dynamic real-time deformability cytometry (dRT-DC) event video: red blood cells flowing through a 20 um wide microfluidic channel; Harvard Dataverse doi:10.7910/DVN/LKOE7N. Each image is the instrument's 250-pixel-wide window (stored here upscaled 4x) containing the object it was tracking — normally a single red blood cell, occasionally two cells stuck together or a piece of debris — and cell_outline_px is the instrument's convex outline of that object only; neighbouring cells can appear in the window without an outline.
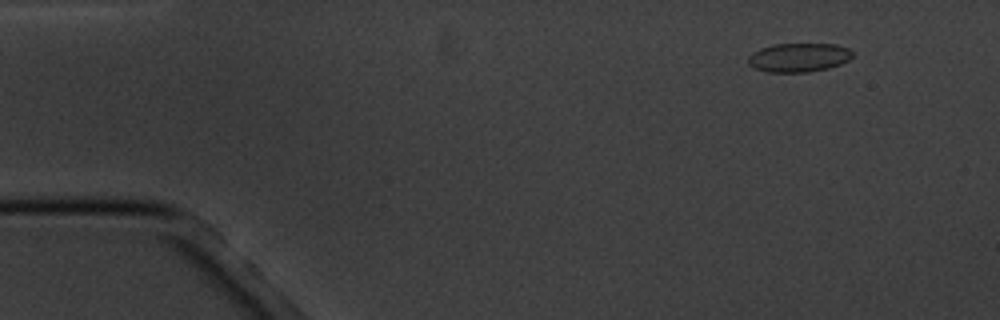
{"species": "common noctule bat (a hibernating species)", "species_latin": "Nyctalus noctula", "temperature_condition": "cold", "stored_images_in_passage": 6, "camera_frame_rate_fps": 3000, "um_per_image_px": 0.085, "animal": {"sex": "male", "body_mass_g": 20.1, "forearm_length_mm": 53.5}, "frame": {"image": 1, "passage_image": 2, "time_ms": 1.333, "image_size_px": [1000, 320], "cell_outline_px": [[852, 56], [848, 60], [840, 64], [828, 68], [808, 72], [768, 72], [756, 68], [748, 64], [748, 56], [752, 52], [760, 48], [772, 44], [836, 44], [848, 48], [852, 52]], "centroid_in_image_um": [67.87, 4.88], "position_along_channel_um": 17.1, "area_um2": 17.57}}
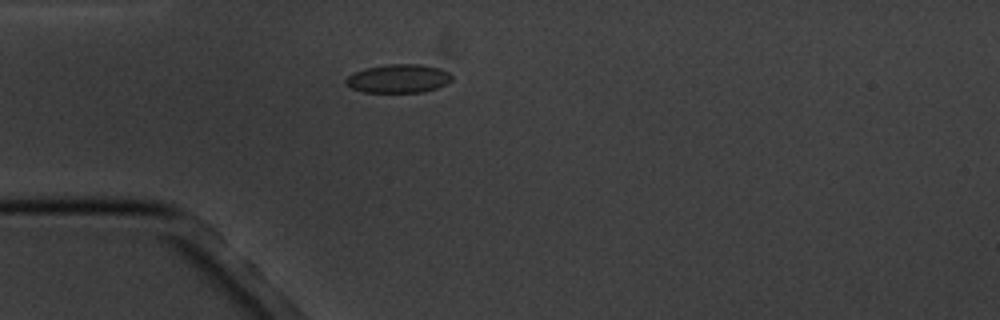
{"frame": {"image": 2, "passage_image": 5, "time_ms": 4.667, "image_size_px": [1000, 320], "cell_outline_px": [[452, 80], [436, 88], [424, 92], [364, 92], [352, 88], [344, 84], [344, 80], [348, 76], [364, 68], [384, 64], [420, 64], [440, 68], [448, 72], [452, 76]], "centroid_in_image_um": [33.84, 6.67], "position_along_channel_um": 51.2, "area_um2": 17.69}}